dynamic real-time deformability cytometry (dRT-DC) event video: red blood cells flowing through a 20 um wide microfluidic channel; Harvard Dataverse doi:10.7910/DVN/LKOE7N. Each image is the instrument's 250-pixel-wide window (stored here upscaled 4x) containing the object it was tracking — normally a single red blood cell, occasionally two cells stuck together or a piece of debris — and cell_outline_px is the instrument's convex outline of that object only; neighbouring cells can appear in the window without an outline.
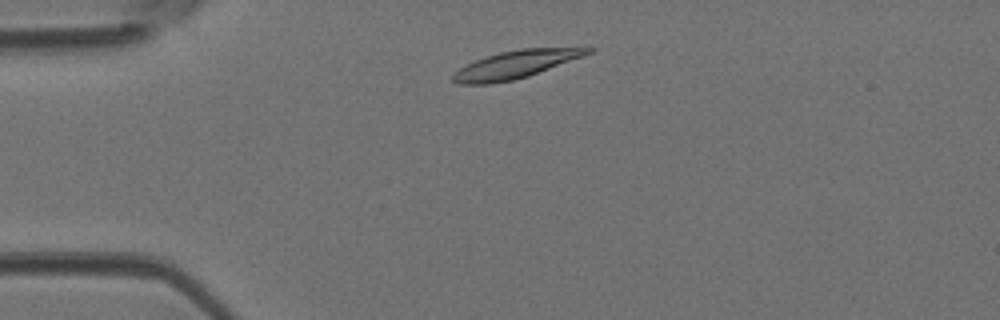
{"species": "Egyptian fruit bat (a non-hibernating species)", "species_latin": "Rousettus aegyptiacus", "temperature_condition": "room temperature", "stored_images_in_passage": 40, "camera_frame_rate_fps": 3000, "um_per_image_px": 0.085, "animal": {"sex": "female"}, "frame": {"image": 1, "passage_image": 4, "time_ms": 1.0, "image_size_px": [1000, 320], "cell_outline_px": [[596, 48], [592, 52], [584, 56], [528, 76], [512, 80], [492, 84], [460, 84], [452, 80], [452, 76], [460, 68], [476, 60], [500, 52], [520, 48], [584, 44], [588, 44]], "centroid_in_image_um": [44.06, 5.41], "position_along_channel_um": 40.9, "area_um2": 22.6}}
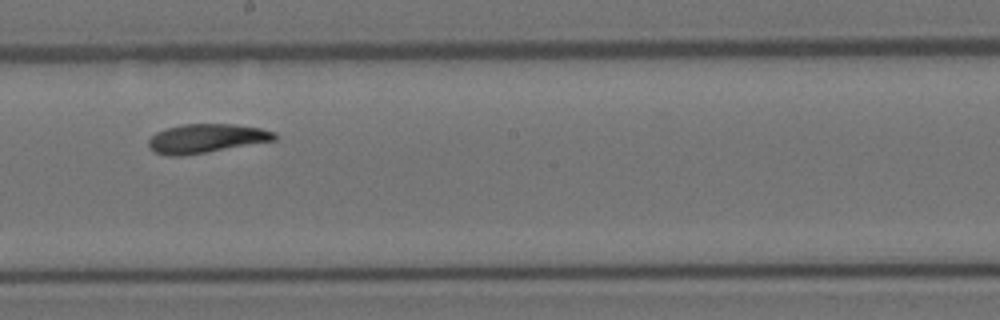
{"frame": {"image": 2, "passage_image": 19, "time_ms": 6.0, "image_size_px": [1000, 320], "cell_outline_px": [[276, 140], [180, 156], [168, 156], [156, 152], [148, 148], [148, 140], [156, 132], [168, 128], [184, 124], [236, 124], [260, 128], [276, 132]], "centroid_in_image_um": [17.52, 11.76], "position_along_channel_um": 230.7, "area_um2": 21.04}}
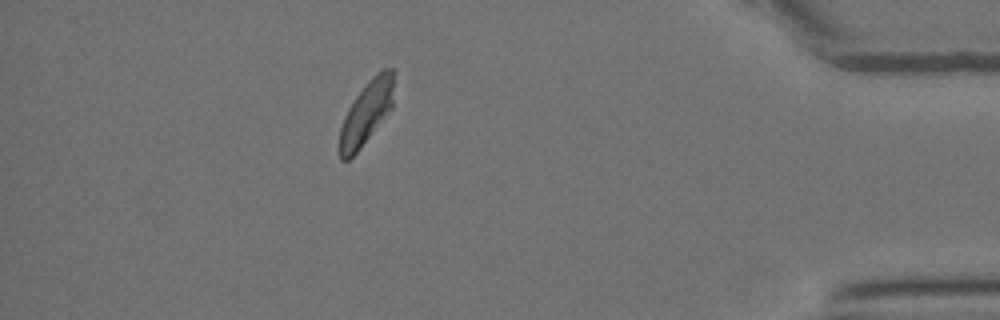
{"frame": {"image": 3, "passage_image": 34, "time_ms": 11.0, "image_size_px": [1000, 320], "cell_outline_px": [[396, 72], [392, 108], [360, 148], [348, 160], [340, 160], [340, 128], [344, 116], [348, 108], [356, 96], [368, 80], [380, 68], [392, 68]], "centroid_in_image_um": [31.19, 9.49], "position_along_channel_um": 404.0, "area_um2": 20.17}}